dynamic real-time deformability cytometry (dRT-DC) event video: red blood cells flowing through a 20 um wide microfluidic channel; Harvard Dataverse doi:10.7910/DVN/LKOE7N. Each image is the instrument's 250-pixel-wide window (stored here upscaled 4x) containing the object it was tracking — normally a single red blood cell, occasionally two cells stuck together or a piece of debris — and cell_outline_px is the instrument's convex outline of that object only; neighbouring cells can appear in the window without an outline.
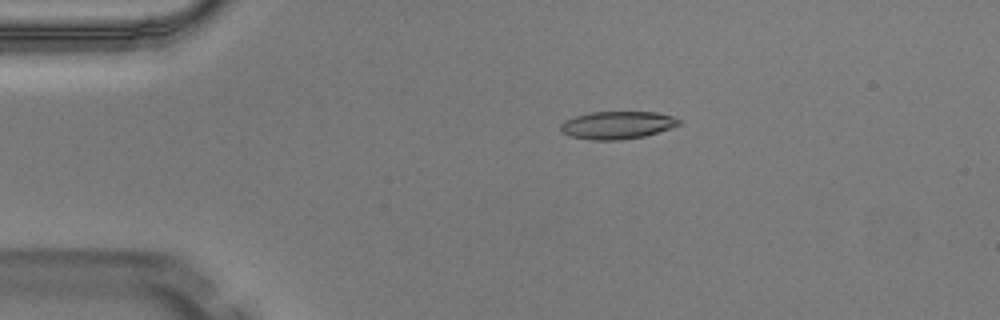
{"species": "Egyptian fruit bat (a non-hibernating species)", "species_latin": "Rousettus aegyptiacus", "temperature_condition": "warm", "stored_images_in_passage": 2, "camera_frame_rate_fps": 3000, "um_per_image_px": 0.085, "animal": {"sex": "male"}, "frame": {"image": 1, "passage_image": 1, "time_ms": 0.0, "image_size_px": [1000, 320], "cell_outline_px": [[680, 124], [672, 128], [644, 136], [620, 140], [592, 140], [572, 136], [560, 132], [560, 124], [564, 120], [576, 116], [592, 112], [656, 112], [672, 116], [680, 120]], "centroid_in_image_um": [52.46, 10.63], "position_along_channel_um": 32.5, "area_um2": 19.07}}